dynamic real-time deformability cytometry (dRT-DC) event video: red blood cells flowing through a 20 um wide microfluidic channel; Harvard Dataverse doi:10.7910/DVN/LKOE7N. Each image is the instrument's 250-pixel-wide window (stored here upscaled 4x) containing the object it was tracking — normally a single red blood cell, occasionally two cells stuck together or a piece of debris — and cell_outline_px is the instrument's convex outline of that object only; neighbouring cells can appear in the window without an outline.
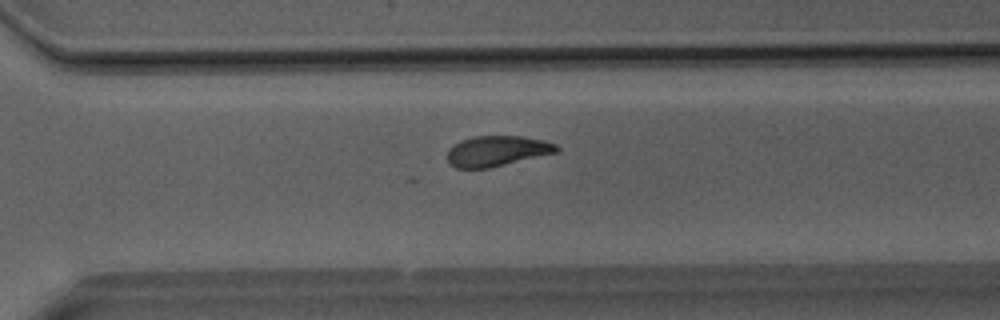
{"species": "Egyptian fruit bat (a non-hibernating species)", "species_latin": "Rousettus aegyptiacus", "temperature_condition": "room temperature", "stored_images_in_passage": 39, "camera_frame_rate_fps": 3000, "um_per_image_px": 0.085, "animal": {"sex": "male"}, "frame": {"image": 1, "passage_image": 27, "time_ms": 8.667, "image_size_px": [1000, 320], "cell_outline_px": [[560, 152], [488, 168], [456, 168], [448, 160], [448, 148], [460, 140], [476, 136], [520, 136], [544, 140], [556, 144], [560, 148]], "centroid_in_image_um": [42.28, 12.83], "position_along_channel_um": 328.3, "area_um2": 19.42}}
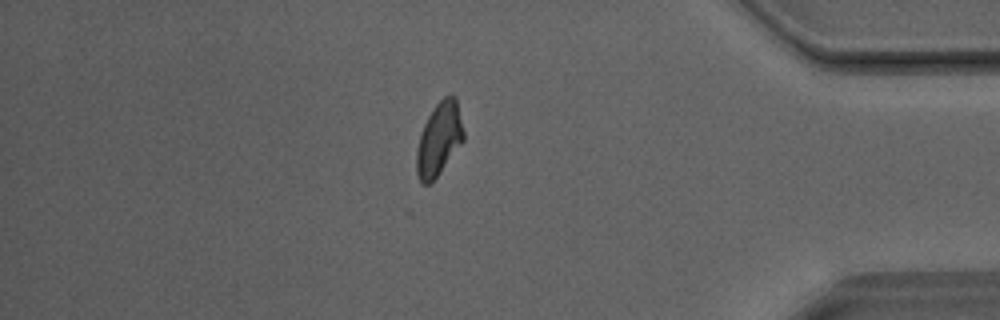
{"frame": {"image": 2, "passage_image": 33, "time_ms": 10.667, "image_size_px": [1000, 320], "cell_outline_px": [[464, 140], [436, 176], [428, 184], [424, 184], [420, 180], [416, 172], [416, 152], [420, 132], [432, 108], [444, 96], [452, 92], [456, 96], [464, 132]], "centroid_in_image_um": [37.32, 11.75], "position_along_channel_um": 397.9, "area_um2": 19.94}}
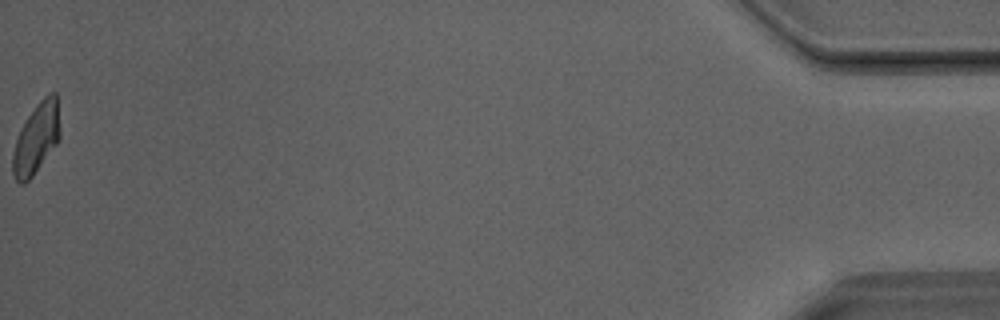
{"frame": {"image": 3, "passage_image": 39, "time_ms": 12.667, "image_size_px": [1000, 320], "cell_outline_px": [[60, 140], [32, 176], [24, 184], [20, 184], [16, 180], [12, 172], [12, 152], [20, 128], [36, 104], [48, 92], [56, 92], [60, 132]], "centroid_in_image_um": [3.08, 11.76], "position_along_channel_um": 432.1, "area_um2": 19.48}}